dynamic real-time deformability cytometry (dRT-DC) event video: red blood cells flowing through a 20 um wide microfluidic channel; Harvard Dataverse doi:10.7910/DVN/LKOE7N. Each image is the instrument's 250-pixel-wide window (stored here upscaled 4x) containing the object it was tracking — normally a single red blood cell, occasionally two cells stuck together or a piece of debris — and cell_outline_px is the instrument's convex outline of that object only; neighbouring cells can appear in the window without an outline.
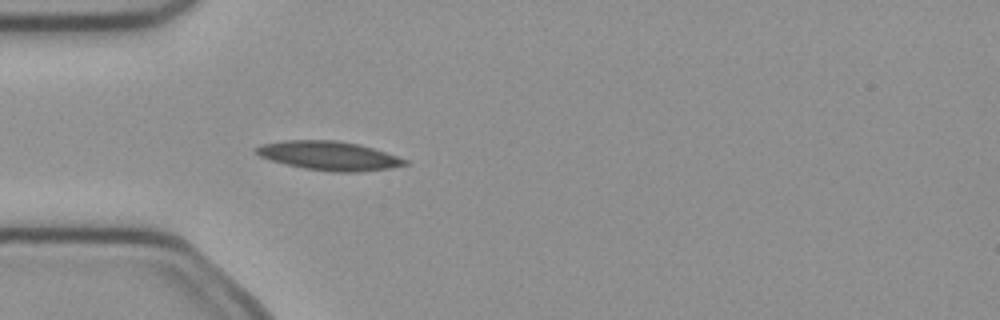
{"species": "common noctule bat (a hibernating species)", "species_latin": "Nyctalus noctula", "temperature_condition": "cold", "stored_images_in_passage": 1, "camera_frame_rate_fps": 3000, "um_per_image_px": 0.085, "animal": {"sex": "female", "body_mass_g": 21.9}, "frame": {"image": 1, "passage_image": 1, "time_ms": 0.0, "image_size_px": [1000, 320], "cell_outline_px": [[408, 164], [392, 168], [356, 172], [332, 172], [304, 168], [284, 164], [260, 156], [256, 152], [256, 148], [260, 144], [284, 140], [336, 140], [360, 144], [408, 160]], "centroid_in_image_um": [27.96, 13.24], "position_along_channel_um": 57.0, "area_um2": 25.03}}